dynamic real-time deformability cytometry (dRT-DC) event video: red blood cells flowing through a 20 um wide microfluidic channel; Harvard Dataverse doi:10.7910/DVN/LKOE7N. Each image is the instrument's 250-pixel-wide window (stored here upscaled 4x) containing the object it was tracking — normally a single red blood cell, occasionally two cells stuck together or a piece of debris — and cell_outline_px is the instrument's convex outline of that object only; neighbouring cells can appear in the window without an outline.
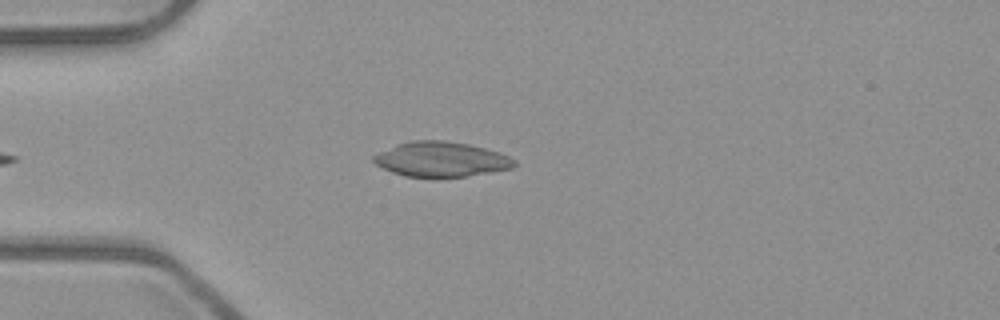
{"species": "common noctule bat (a hibernating species)", "species_latin": "Nyctalus noctula", "temperature_condition": "room temperature", "stored_images_in_passage": 4, "camera_frame_rate_fps": 3000, "um_per_image_px": 0.085, "animal": {"sex": "male", "body_mass_g": 23.1, "forearm_length_mm": 52.7}, "frame": {"image": 1, "passage_image": 4, "time_ms": 1.0, "image_size_px": [1000, 320], "cell_outline_px": [[516, 164], [512, 168], [468, 176], [436, 180], [404, 176], [392, 172], [376, 164], [372, 160], [372, 156], [380, 152], [400, 144], [412, 140], [444, 140], [468, 144], [500, 152], [516, 160]], "centroid_in_image_um": [37.51, 13.58], "position_along_channel_um": 47.5, "area_um2": 29.13}}